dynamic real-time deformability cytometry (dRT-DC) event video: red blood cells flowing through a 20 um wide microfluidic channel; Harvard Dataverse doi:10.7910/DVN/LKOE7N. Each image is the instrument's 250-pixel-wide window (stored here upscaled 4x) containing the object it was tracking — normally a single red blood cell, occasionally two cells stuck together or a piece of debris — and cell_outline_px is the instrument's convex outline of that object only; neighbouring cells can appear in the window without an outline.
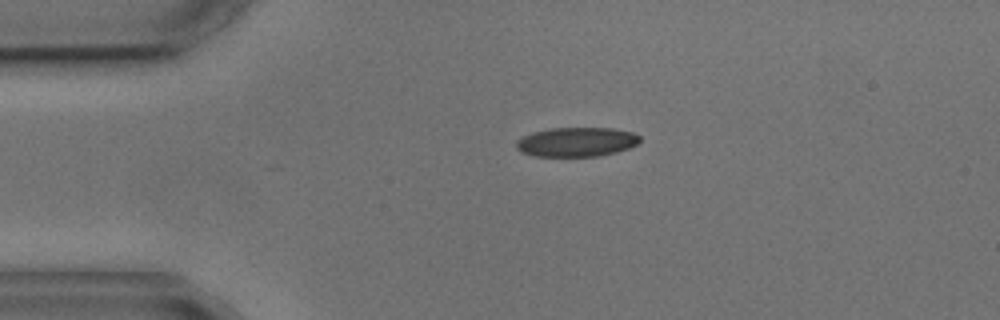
{"species": "common noctule bat (a hibernating species)", "species_latin": "Nyctalus noctula", "temperature_condition": "cold", "stored_images_in_passage": 2, "camera_frame_rate_fps": 3000, "um_per_image_px": 0.085, "animal": {"sex": "male", "body_mass_g": 17.9, "forearm_length_mm": 54.2}, "frame": {"image": 1, "passage_image": 1, "time_ms": 0.0, "image_size_px": [1000, 320], "cell_outline_px": [[640, 140], [636, 144], [628, 148], [616, 152], [596, 156], [536, 156], [520, 152], [516, 148], [516, 140], [532, 132], [552, 128], [612, 128], [632, 132], [640, 136]], "centroid_in_image_um": [48.98, 12.06], "position_along_channel_um": 36.0, "area_um2": 21.04}}